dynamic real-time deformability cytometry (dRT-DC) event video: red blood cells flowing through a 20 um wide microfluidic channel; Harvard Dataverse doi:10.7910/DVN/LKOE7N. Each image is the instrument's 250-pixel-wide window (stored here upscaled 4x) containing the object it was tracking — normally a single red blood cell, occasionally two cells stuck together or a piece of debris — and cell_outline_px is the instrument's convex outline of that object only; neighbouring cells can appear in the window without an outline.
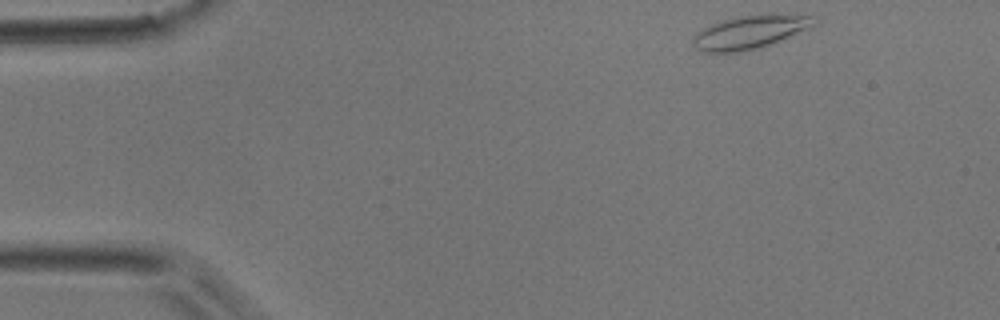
{"species": "common noctule bat (a hibernating species)", "species_latin": "Nyctalus noctula", "temperature_condition": "room temperature", "stored_images_in_passage": 40, "camera_frame_rate_fps": 3000, "um_per_image_px": 0.085, "animal": {"sex": "male", "body_mass_g": 17.9}, "frame": {"image": 1, "passage_image": 1, "time_ms": 0.0, "image_size_px": [1000, 320], "cell_outline_px": [[816, 16], [812, 24], [808, 28], [768, 44], [756, 48], [740, 52], [700, 52], [692, 44], [692, 40], [696, 32], [708, 24], [740, 16], [772, 12]], "centroid_in_image_um": [63.68, 2.69], "position_along_channel_um": 21.3, "area_um2": 23.52}}
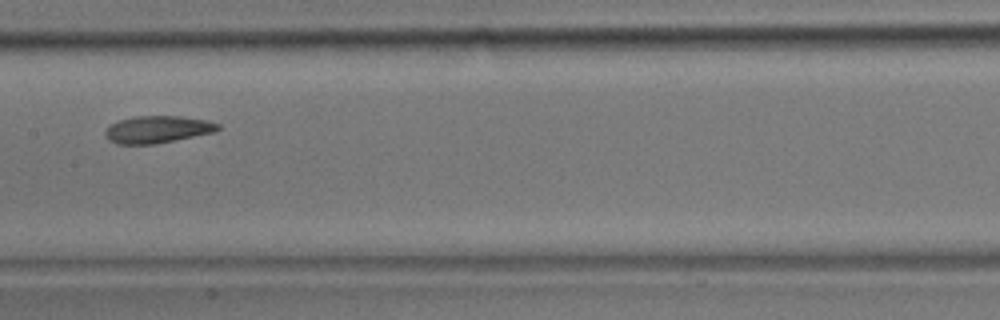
{"frame": {"image": 2, "passage_image": 18, "time_ms": 5.667, "image_size_px": [1000, 320], "cell_outline_px": [[220, 128], [212, 132], [152, 144], [116, 144], [108, 140], [104, 136], [104, 132], [112, 124], [120, 120], [136, 116], [180, 116], [208, 120], [220, 124]], "centroid_in_image_um": [13.35, 10.99], "position_along_channel_um": 194.0, "area_um2": 17.57}}
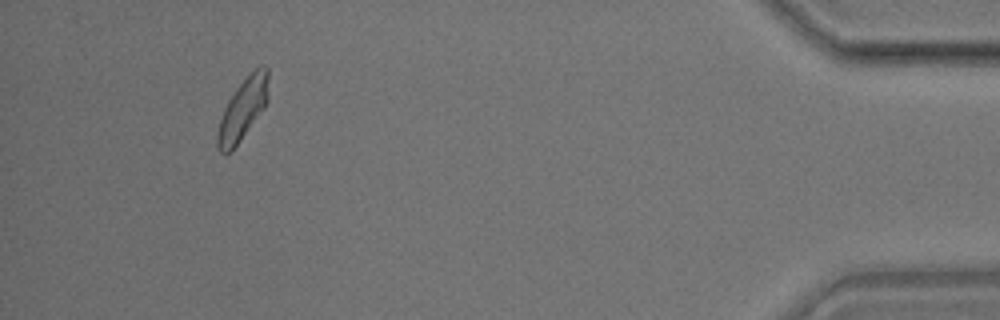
{"frame": {"image": 3, "passage_image": 37, "time_ms": 12.0, "image_size_px": [1000, 320], "cell_outline_px": [[268, 100], [264, 108], [232, 152], [224, 156], [216, 148], [216, 136], [220, 120], [224, 108], [228, 100], [236, 88], [260, 64], [264, 64], [268, 68]], "centroid_in_image_um": [20.62, 9.33], "position_along_channel_um": 414.6, "area_um2": 18.38}}